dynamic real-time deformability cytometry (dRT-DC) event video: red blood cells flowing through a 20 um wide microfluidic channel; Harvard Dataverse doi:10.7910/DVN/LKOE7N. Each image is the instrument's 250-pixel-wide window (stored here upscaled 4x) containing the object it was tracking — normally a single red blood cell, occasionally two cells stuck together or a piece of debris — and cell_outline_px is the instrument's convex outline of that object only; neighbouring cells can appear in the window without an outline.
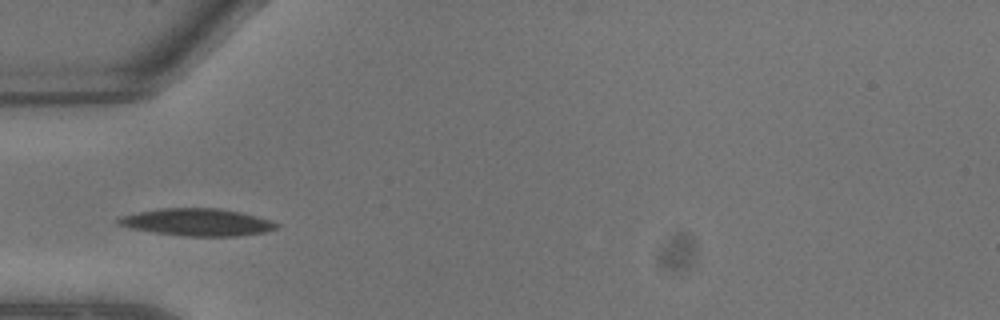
{"species": "common noctule bat (a hibernating species)", "species_latin": "Nyctalus noctula", "temperature_condition": "warm", "stored_images_in_passage": 5, "camera_frame_rate_fps": 3000, "um_per_image_px": 0.085, "animal": {"sex": "male", "body_mass_g": 13.3}, "frame": {"image": 1, "passage_image": 4, "time_ms": 1.0, "image_size_px": [1000, 320], "cell_outline_px": [[280, 228], [268, 232], [240, 236], [184, 236], [156, 232], [132, 228], [116, 224], [116, 220], [120, 216], [136, 212], [160, 208], [220, 208], [240, 212], [256, 216], [280, 224]], "centroid_in_image_um": [16.8, 18.88], "position_along_channel_um": 68.2, "area_um2": 25.26}}